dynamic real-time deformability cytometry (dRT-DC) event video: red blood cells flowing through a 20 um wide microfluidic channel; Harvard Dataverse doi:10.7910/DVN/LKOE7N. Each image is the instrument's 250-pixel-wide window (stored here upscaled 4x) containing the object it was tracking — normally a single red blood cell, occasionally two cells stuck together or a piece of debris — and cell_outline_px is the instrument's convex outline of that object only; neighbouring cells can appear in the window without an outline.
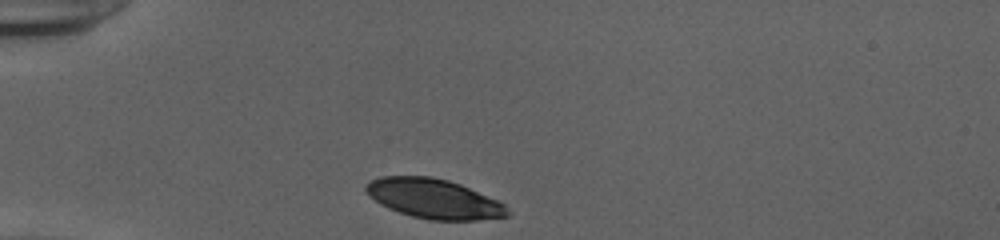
{"species": "human", "species_latin": "Homo sapiens", "temperature_condition": "cold", "stored_images_in_passage": 31, "camera_frame_rate_fps": 3000, "um_per_image_px": 0.085, "donor": {"sex": "female"}, "frame": {"image": 1, "passage_image": 1, "time_ms": 0.0, "image_size_px": [1000, 240], "cell_outline_px": [[512, 212], [508, 216], [476, 220], [428, 220], [412, 216], [388, 208], [380, 204], [364, 188], [364, 184], [368, 180], [380, 176], [432, 176], [448, 180], [460, 184], [496, 200], [504, 204]], "centroid_in_image_um": [36.87, 16.88], "position_along_channel_um": 48.1, "area_um2": 32.6}}
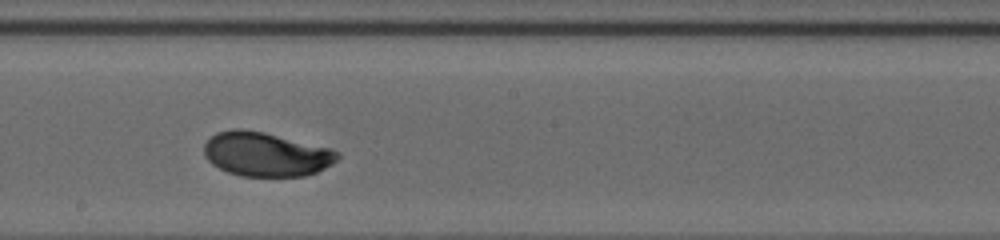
{"frame": {"image": 2, "passage_image": 17, "time_ms": 5.333, "image_size_px": [1000, 240], "cell_outline_px": [[340, 156], [332, 164], [316, 172], [304, 176], [240, 176], [228, 172], [212, 164], [204, 156], [204, 144], [216, 132], [236, 128], [240, 128], [264, 132], [332, 148], [340, 152]], "centroid_in_image_um": [22.61, 13.1], "position_along_channel_um": 225.6, "area_um2": 34.45}}
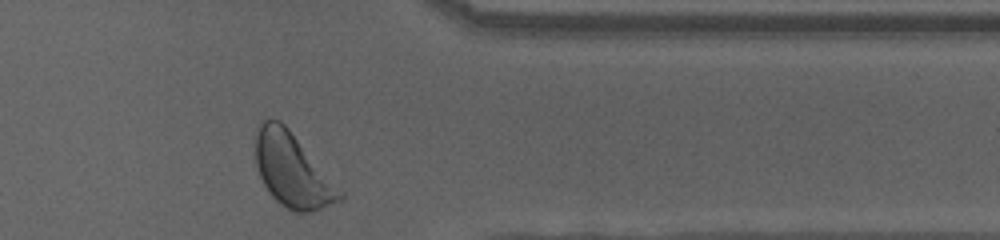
{"frame": {"image": 3, "passage_image": 30, "time_ms": 9.667, "image_size_px": [1000, 240], "cell_outline_px": [[344, 200], [312, 212], [292, 212], [280, 204], [268, 192], [260, 176], [256, 164], [256, 136], [260, 120], [280, 120], [288, 128], [344, 192]], "centroid_in_image_um": [24.88, 14.51], "position_along_channel_um": 386.5, "area_um2": 36.07}, "authors_computed_cell_mechanics": {"area_um2": 34.2754, "velocity_mm_per_s": 3.8702, "shape_relaxation_time_tau1_ms": 2.7588, "shape_relaxation_time_tau2_ms": null, "deformation_change_tau1": 0.1324, "deformation_change_tau2": null}}